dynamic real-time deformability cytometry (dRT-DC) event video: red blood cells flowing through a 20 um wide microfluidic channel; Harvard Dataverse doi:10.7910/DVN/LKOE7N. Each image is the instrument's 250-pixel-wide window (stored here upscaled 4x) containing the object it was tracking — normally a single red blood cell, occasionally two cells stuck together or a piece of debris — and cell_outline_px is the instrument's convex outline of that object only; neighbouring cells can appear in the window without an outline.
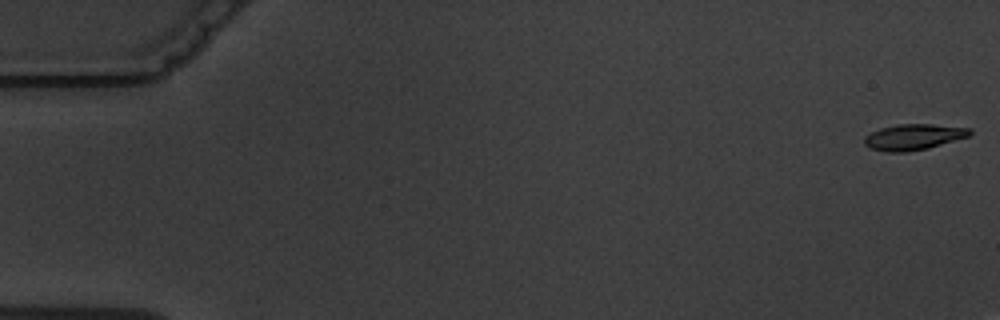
{"species": "common noctule bat (a hibernating species)", "species_latin": "Nyctalus noctula", "temperature_condition": "warm", "stored_images_in_passage": 5, "camera_frame_rate_fps": 3000, "um_per_image_px": 0.085, "animal": {"sex": "male", "body_mass_g": 19.5, "forearm_length_mm": 54.6}, "frame": {"image": 1, "passage_image": 1, "time_ms": 0.0, "image_size_px": [1000, 320], "cell_outline_px": [[972, 132], [968, 136], [928, 148], [908, 152], [884, 152], [868, 148], [864, 144], [864, 136], [880, 128], [896, 124], [932, 124], [972, 128]], "centroid_in_image_um": [77.61, 11.64], "position_along_channel_um": 7.4, "area_um2": 16.01}}
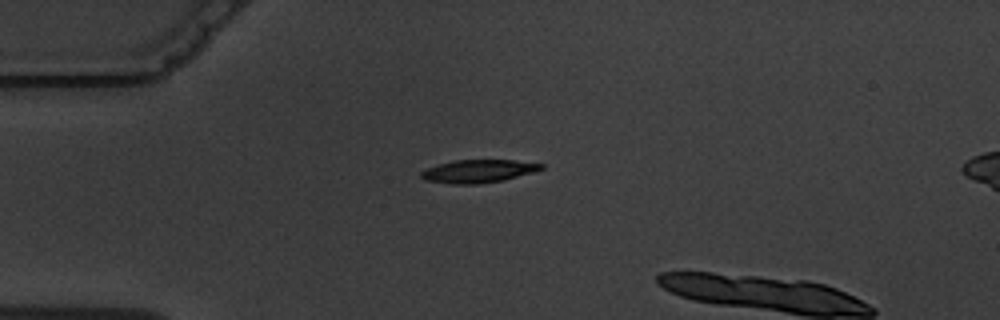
{"frame": {"image": 2, "passage_image": 4, "time_ms": 4.667, "image_size_px": [1000, 320], "cell_outline_px": [[544, 168], [532, 172], [504, 180], [476, 184], [452, 184], [428, 180], [420, 176], [420, 172], [428, 168], [452, 160], [512, 160], [544, 164]], "centroid_in_image_um": [40.66, 14.54], "position_along_channel_um": 44.3, "area_um2": 15.84}}